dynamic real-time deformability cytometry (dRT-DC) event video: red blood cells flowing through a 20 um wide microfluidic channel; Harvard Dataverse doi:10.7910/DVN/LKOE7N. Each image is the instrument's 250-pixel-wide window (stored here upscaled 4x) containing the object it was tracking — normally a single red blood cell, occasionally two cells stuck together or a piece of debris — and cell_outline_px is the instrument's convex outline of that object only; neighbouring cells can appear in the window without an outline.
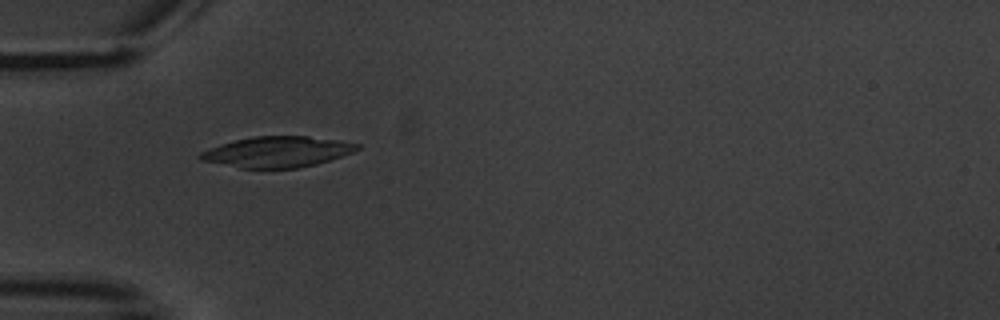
{"species": "common noctule bat (a hibernating species)", "species_latin": "Nyctalus noctula", "temperature_condition": "warm", "stored_images_in_passage": 5, "camera_frame_rate_fps": 3000, "um_per_image_px": 0.085, "animal": {"sex": "male", "body_mass_g": 20.1, "forearm_length_mm": 53.5}, "frame": {"image": 1, "passage_image": 3, "time_ms": 2.333, "image_size_px": [1000, 320], "cell_outline_px": [[360, 148], [352, 152], [316, 164], [296, 168], [240, 168], [200, 160], [196, 156], [200, 152], [208, 148], [220, 144], [252, 136], [308, 136], [336, 140], [360, 144]], "centroid_in_image_um": [23.51, 12.9], "position_along_channel_um": 61.5, "area_um2": 27.98}}
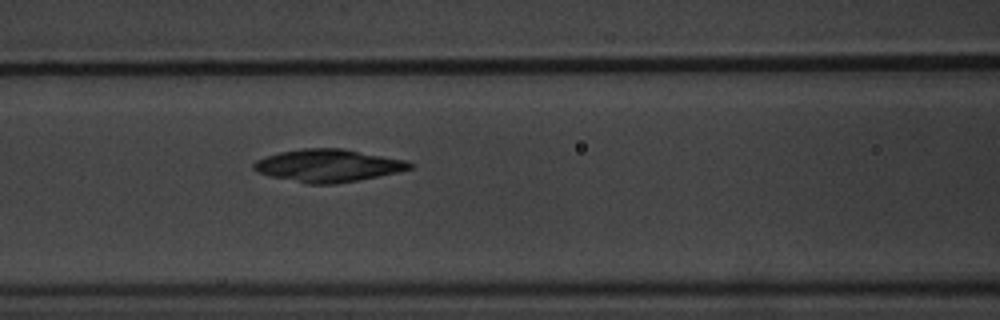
{"frame": {"image": 2, "passage_image": 5, "time_ms": 4.667, "image_size_px": [1000, 320], "cell_outline_px": [[416, 164], [412, 168], [396, 172], [360, 180], [336, 184], [308, 184], [272, 176], [260, 172], [252, 168], [252, 164], [256, 160], [264, 156], [280, 152], [304, 148], [340, 148], [408, 160]], "centroid_in_image_um": [27.92, 14.07], "position_along_channel_um": 138.7, "area_um2": 29.59}}